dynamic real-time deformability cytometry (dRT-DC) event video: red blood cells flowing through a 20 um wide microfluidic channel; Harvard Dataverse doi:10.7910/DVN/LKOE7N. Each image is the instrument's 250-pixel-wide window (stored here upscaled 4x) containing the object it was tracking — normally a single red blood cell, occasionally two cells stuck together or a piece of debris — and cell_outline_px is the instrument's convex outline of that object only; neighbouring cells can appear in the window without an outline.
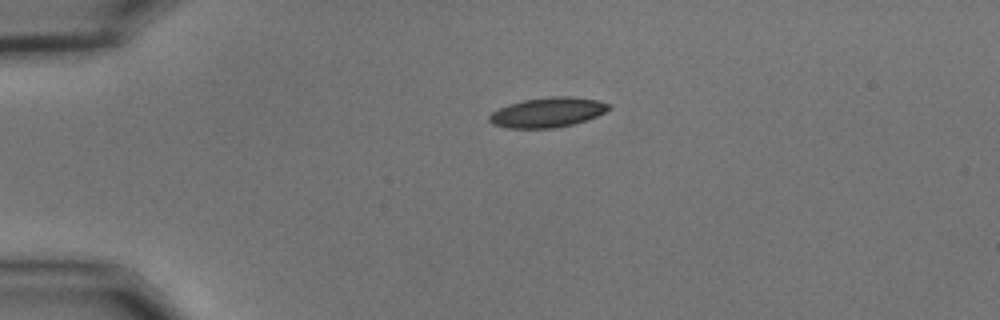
{"species": "common noctule bat (a hibernating species)", "species_latin": "Nyctalus noctula", "temperature_condition": "cold", "stored_images_in_passage": 43, "camera_frame_rate_fps": 3000, "um_per_image_px": 0.085, "animal": {"sex": "male", "body_mass_g": 15.6}, "frame": {"image": 1, "passage_image": 1, "time_ms": 0.0, "image_size_px": [1000, 320], "cell_outline_px": [[612, 108], [596, 116], [572, 124], [556, 128], [504, 128], [492, 124], [488, 120], [488, 116], [492, 112], [508, 104], [524, 100], [552, 96], [572, 96], [596, 100], [608, 104]], "centroid_in_image_um": [46.5, 9.55], "position_along_channel_um": 38.5, "area_um2": 20.69}}
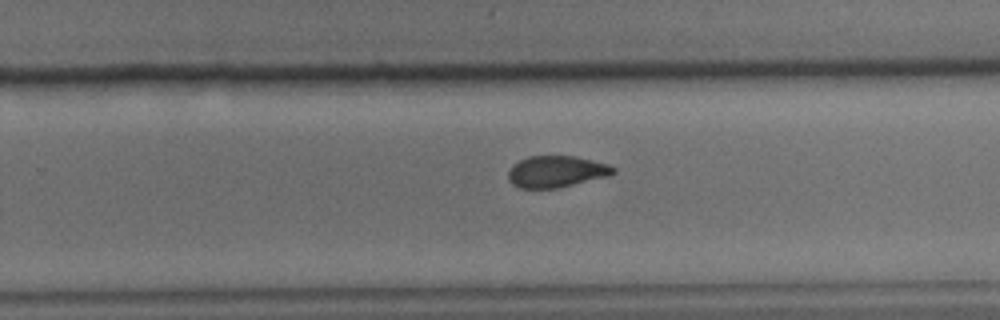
{"frame": {"image": 2, "passage_image": 24, "time_ms": 7.667, "image_size_px": [1000, 320], "cell_outline_px": [[616, 172], [608, 176], [556, 188], [520, 188], [512, 184], [508, 180], [508, 172], [512, 164], [528, 156], [576, 156], [608, 164], [616, 168]], "centroid_in_image_um": [47.27, 14.58], "position_along_channel_um": 282.5, "area_um2": 19.31}}
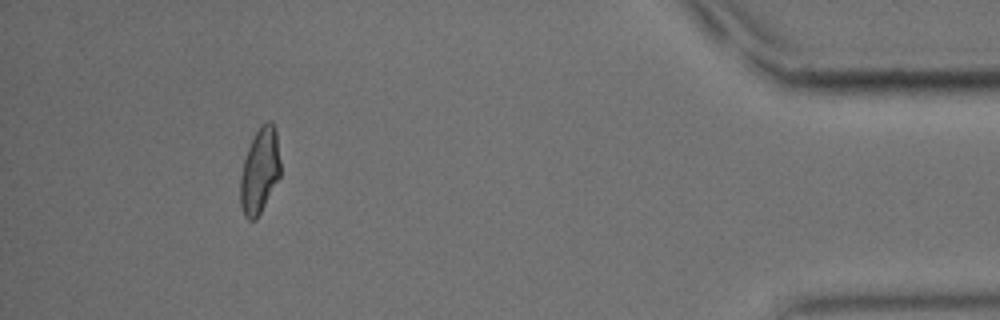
{"frame": {"image": 3, "passage_image": 39, "time_ms": 12.667, "image_size_px": [1000, 320], "cell_outline_px": [[280, 176], [256, 220], [248, 220], [244, 216], [240, 204], [240, 176], [244, 160], [248, 148], [260, 124], [268, 120], [272, 120], [276, 128], [280, 160]], "centroid_in_image_um": [22.08, 14.49], "position_along_channel_um": 413.1, "area_um2": 20.06}, "authors_computed_cell_mechanics": {"area_um2": 20.1722, "velocity_mm_per_s": 3.6756, "shape_relaxation_time_tau1_ms": 4.1408, "shape_relaxation_time_tau2_ms": 2.7437, "deformation_change_tau1": 0.1343, "deformation_change_tau2": 0.0804}}